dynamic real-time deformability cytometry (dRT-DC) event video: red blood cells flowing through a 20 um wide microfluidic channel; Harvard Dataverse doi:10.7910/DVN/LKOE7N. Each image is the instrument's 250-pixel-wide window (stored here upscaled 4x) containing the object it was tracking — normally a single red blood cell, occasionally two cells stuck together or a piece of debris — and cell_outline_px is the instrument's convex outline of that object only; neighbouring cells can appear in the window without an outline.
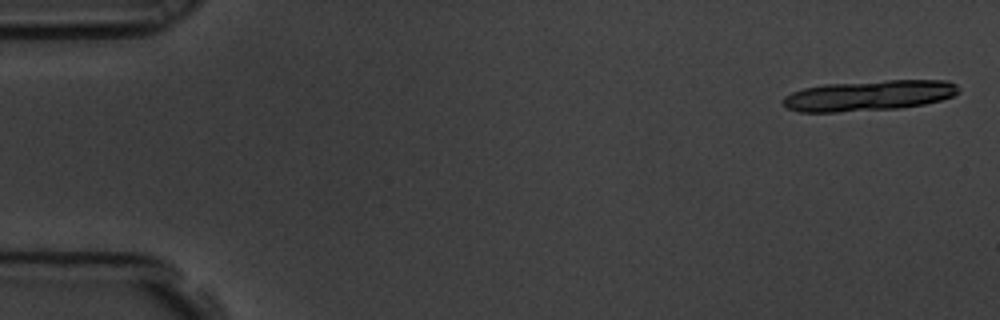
{"species": "common noctule bat (a hibernating species)", "species_latin": "Nyctalus noctula", "temperature_condition": "room temperature", "stored_images_in_passage": 9, "camera_frame_rate_fps": 3000, "um_per_image_px": 0.085, "animal": {"sex": "male", "body_mass_g": 19.5, "forearm_length_mm": 54.6}, "frame": {"image": 1, "passage_image": 1, "time_ms": 0.0, "image_size_px": [1000, 320], "cell_outline_px": [[960, 92], [952, 96], [940, 100], [924, 104], [900, 108], [836, 112], [800, 112], [788, 108], [780, 100], [784, 96], [792, 92], [804, 88], [824, 84], [884, 80], [948, 80], [956, 84]], "centroid_in_image_um": [73.85, 8.11], "position_along_channel_um": 11.2, "area_um2": 31.33}}
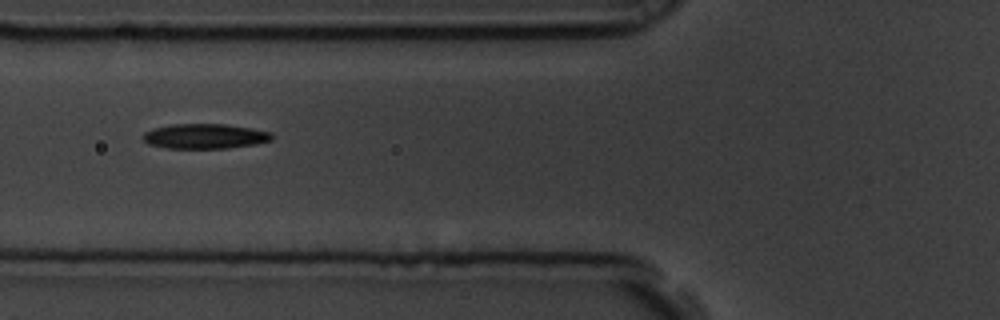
{"frame": {"image": 2, "passage_image": 7, "time_ms": 2.0, "image_size_px": [1000, 320], "cell_outline_px": [[272, 140], [252, 144], [228, 148], [168, 148], [148, 144], [144, 140], [144, 132], [152, 128], [172, 124], [224, 124], [252, 128], [272, 132]], "centroid_in_image_um": [17.4, 11.57], "position_along_channel_um": 108.4, "area_um2": 18.61}}
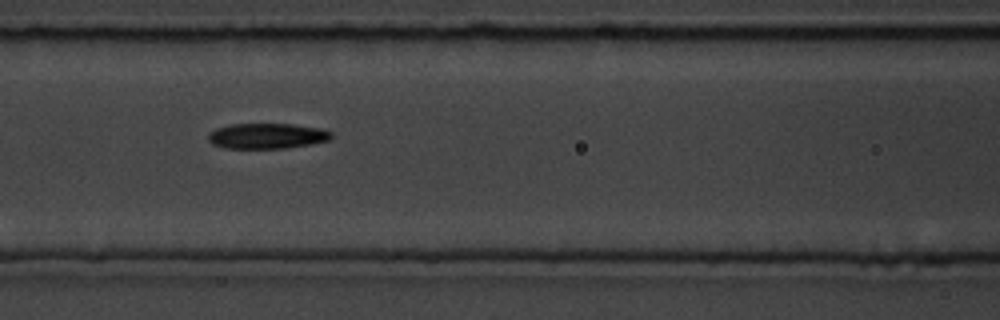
{"frame": {"image": 3, "passage_image": 8, "time_ms": 2.333, "image_size_px": [1000, 320], "cell_outline_px": [[332, 136], [328, 140], [312, 144], [288, 148], [224, 148], [212, 144], [208, 140], [208, 136], [216, 128], [232, 124], [292, 124], [320, 128], [332, 132]], "centroid_in_image_um": [22.71, 11.56], "position_along_channel_um": 143.9, "area_um2": 18.21}}